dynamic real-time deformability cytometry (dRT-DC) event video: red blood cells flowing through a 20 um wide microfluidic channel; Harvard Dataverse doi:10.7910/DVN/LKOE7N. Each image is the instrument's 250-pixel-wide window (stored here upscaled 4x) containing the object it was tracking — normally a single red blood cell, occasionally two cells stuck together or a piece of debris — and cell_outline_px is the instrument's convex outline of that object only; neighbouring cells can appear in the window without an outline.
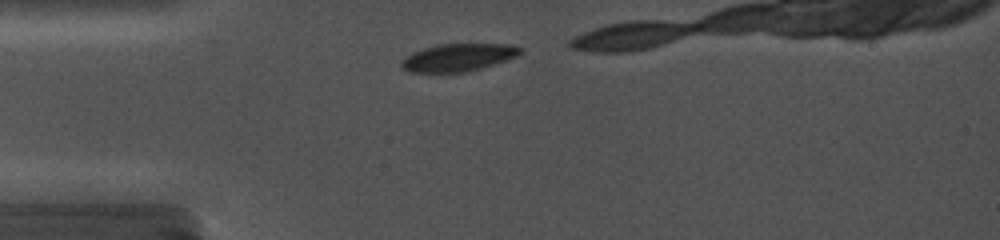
{"species": "common noctule bat (a hibernating species)", "species_latin": "Nyctalus noctula", "temperature_condition": "cold", "stored_images_in_passage": 21, "camera_frame_rate_fps": 5000, "um_per_image_px": 0.085, "animal": {"sex": "female", "body_mass_g": 19.0, "forearm_length_mm": 56.7}, "frame": {"image": 1, "passage_image": 4, "time_ms": 0.4, "image_size_px": [1000, 240], "cell_outline_px": [[524, 48], [516, 56], [480, 68], [464, 72], [408, 72], [400, 64], [412, 52], [436, 44], [508, 44]], "centroid_in_image_um": [38.93, 4.87], "position_along_channel_um": 46.1, "area_um2": 18.73}}